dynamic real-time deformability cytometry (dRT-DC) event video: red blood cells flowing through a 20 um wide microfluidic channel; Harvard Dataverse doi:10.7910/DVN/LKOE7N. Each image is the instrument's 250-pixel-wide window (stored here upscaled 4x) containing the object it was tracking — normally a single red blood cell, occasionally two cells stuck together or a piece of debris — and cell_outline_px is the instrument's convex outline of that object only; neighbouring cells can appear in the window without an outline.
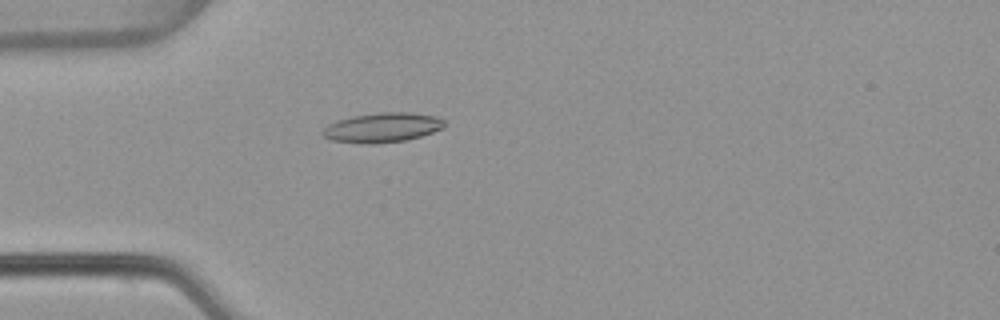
{"species": "common noctule bat (a hibernating species)", "species_latin": "Nyctalus noctula", "temperature_condition": "warm", "stored_images_in_passage": 54, "camera_frame_rate_fps": 3000, "um_per_image_px": 0.085, "animal": {"sex": "female", "body_mass_g": 22.7, "forearm_length_mm": 54.2}, "frame": {"image": 1, "passage_image": 16, "time_ms": 5.0, "image_size_px": [1000, 320], "cell_outline_px": [[448, 124], [444, 128], [420, 136], [404, 140], [376, 144], [360, 144], [332, 140], [324, 136], [320, 132], [328, 124], [336, 120], [352, 116], [380, 112], [412, 112], [436, 116], [444, 120]], "centroid_in_image_um": [32.51, 10.84], "position_along_channel_um": 52.5, "area_um2": 21.27}}
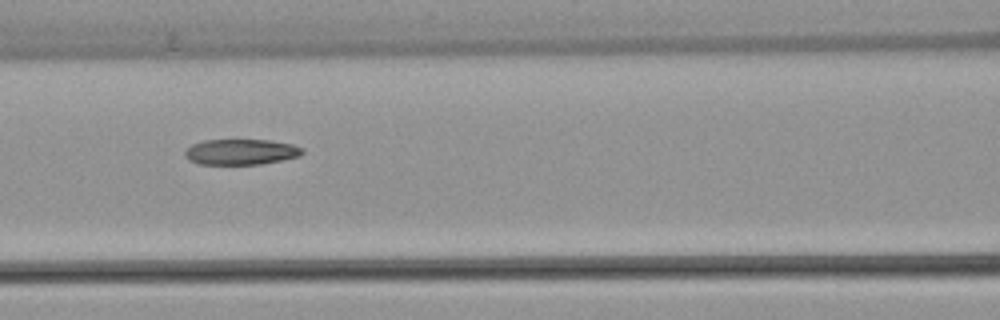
{"frame": {"image": 2, "passage_image": 24, "time_ms": 7.667, "image_size_px": [1000, 320], "cell_outline_px": [[304, 152], [300, 156], [260, 164], [196, 164], [188, 160], [184, 156], [184, 152], [192, 144], [204, 140], [272, 140], [292, 144], [300, 148]], "centroid_in_image_um": [20.44, 12.91], "position_along_channel_um": 146.2, "area_um2": 17.51}}
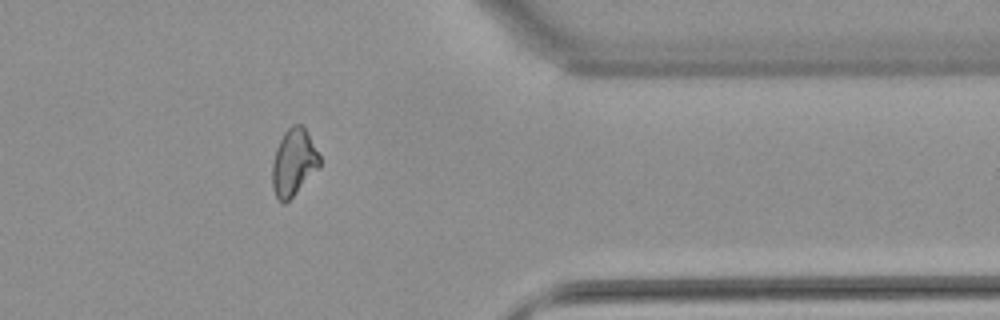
{"frame": {"image": 3, "passage_image": 44, "time_ms": 14.333, "image_size_px": [1000, 320], "cell_outline_px": [[320, 168], [284, 204], [276, 196], [272, 188], [272, 164], [276, 148], [284, 132], [292, 124], [300, 124], [304, 128], [320, 156]], "centroid_in_image_um": [24.95, 13.81], "position_along_channel_um": 386.4, "area_um2": 18.26}, "authors_computed_cell_mechanics": {"area_um2": 18.9295, "velocity_mm_per_s": 3.8364, "shape_relaxation_time_tau1_ms": 8.1428, "shape_relaxation_time_tau2_ms": 3.6155, "deformation_change_tau1": 0.2101, "deformation_change_tau2": 0.1152}}